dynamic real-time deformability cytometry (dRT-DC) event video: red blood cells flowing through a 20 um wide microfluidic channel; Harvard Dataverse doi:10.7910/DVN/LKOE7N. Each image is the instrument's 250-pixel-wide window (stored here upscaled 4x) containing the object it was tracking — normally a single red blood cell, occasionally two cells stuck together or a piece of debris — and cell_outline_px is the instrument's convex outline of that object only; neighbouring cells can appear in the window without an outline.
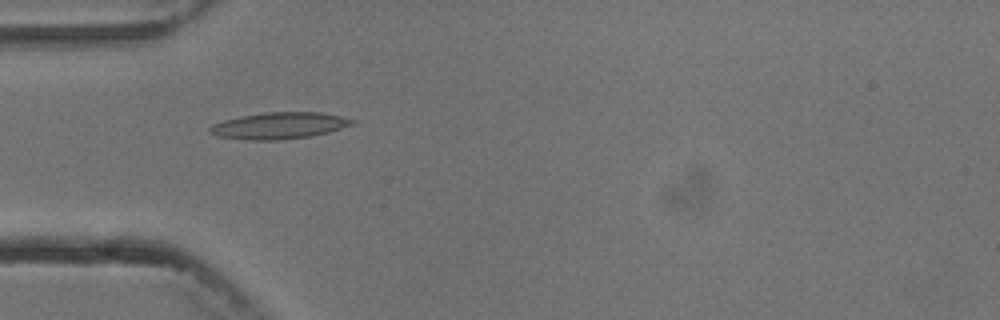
{"species": "common noctule bat (a hibernating species)", "species_latin": "Nyctalus noctula", "temperature_condition": "cold", "stored_images_in_passage": 6, "camera_frame_rate_fps": 3000, "um_per_image_px": 0.085, "animal": {"sex": "male", "body_mass_g": 13.3}, "frame": {"image": 1, "passage_image": 5, "time_ms": 4.667, "image_size_px": [1000, 320], "cell_outline_px": [[356, 124], [328, 132], [312, 136], [280, 140], [248, 140], [216, 136], [208, 132], [208, 128], [212, 124], [224, 120], [240, 116], [264, 112], [320, 112], [340, 116], [356, 120]], "centroid_in_image_um": [23.72, 10.68], "position_along_channel_um": 61.3, "area_um2": 22.25}}
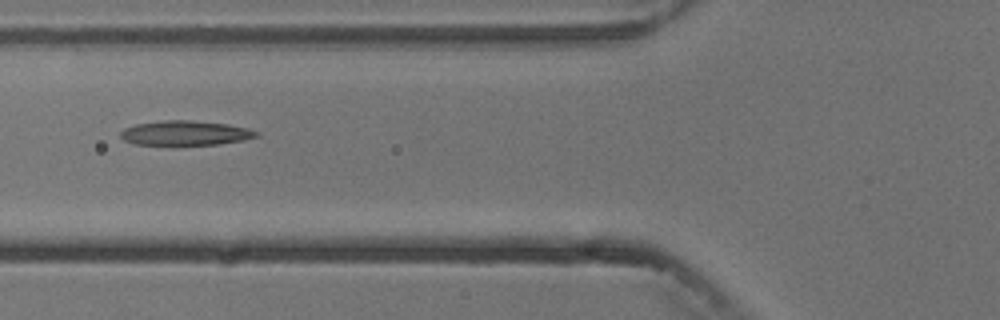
{"frame": {"image": 2, "passage_image": 6, "time_ms": 6.0, "image_size_px": [1000, 320], "cell_outline_px": [[260, 136], [244, 140], [216, 144], [132, 144], [124, 140], [120, 136], [120, 132], [124, 128], [136, 124], [164, 120], [192, 120], [228, 124], [248, 128], [260, 132]], "centroid_in_image_um": [15.78, 11.29], "position_along_channel_um": 110.0, "area_um2": 19.42}}